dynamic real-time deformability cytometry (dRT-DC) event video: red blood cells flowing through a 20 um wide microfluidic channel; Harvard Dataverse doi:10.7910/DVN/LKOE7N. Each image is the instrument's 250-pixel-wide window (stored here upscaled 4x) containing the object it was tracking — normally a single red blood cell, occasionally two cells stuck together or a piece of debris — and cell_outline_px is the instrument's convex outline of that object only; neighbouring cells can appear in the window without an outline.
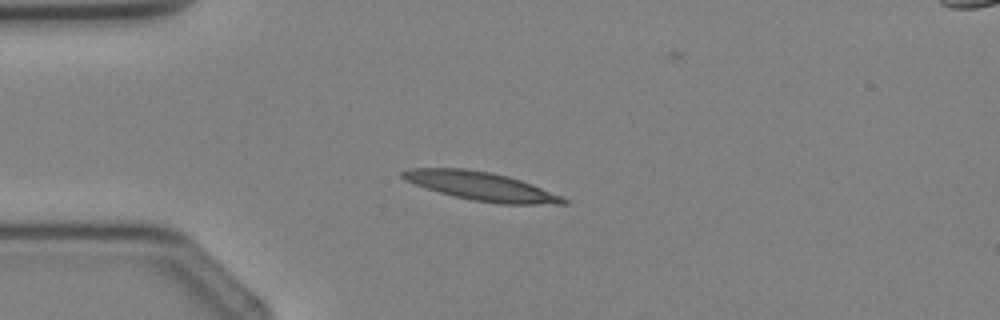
{"species": "Egyptian fruit bat (a non-hibernating species)", "species_latin": "Rousettus aegyptiacus", "temperature_condition": "cold", "stored_images_in_passage": 4, "camera_frame_rate_fps": 3000, "um_per_image_px": 0.085, "animal": {"sex": "female"}, "frame": {"image": 1, "passage_image": 3, "time_ms": 2.333, "image_size_px": [1000, 320], "cell_outline_px": [[568, 204], [500, 204], [472, 200], [440, 192], [404, 180], [400, 176], [400, 172], [412, 168], [464, 168], [492, 172], [508, 176], [532, 184], [564, 196], [568, 200]], "centroid_in_image_um": [40.95, 15.83], "position_along_channel_um": 44.1, "area_um2": 26.7}}